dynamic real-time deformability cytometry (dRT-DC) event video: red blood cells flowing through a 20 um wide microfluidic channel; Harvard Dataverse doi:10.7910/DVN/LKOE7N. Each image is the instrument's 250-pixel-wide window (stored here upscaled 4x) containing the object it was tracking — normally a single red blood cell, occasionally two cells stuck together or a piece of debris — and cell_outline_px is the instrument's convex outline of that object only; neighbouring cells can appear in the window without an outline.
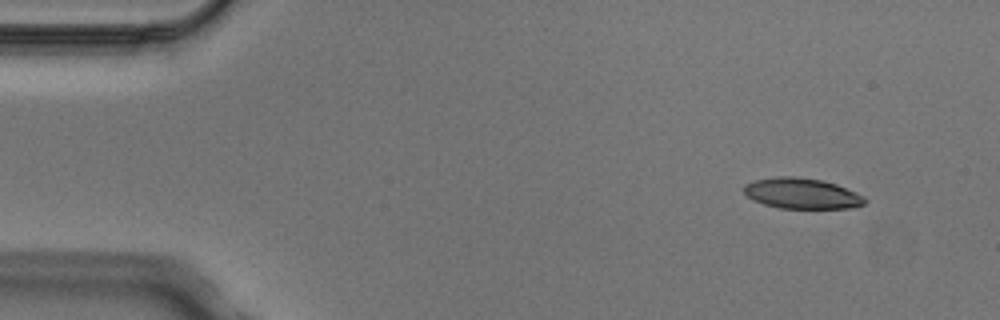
{"species": "Egyptian fruit bat (a non-hibernating species)", "species_latin": "Rousettus aegyptiacus", "temperature_condition": "cold", "stored_images_in_passage": 3, "camera_frame_rate_fps": 3000, "um_per_image_px": 0.085, "animal": {"sex": "male"}, "frame": {"image": 1, "passage_image": 1, "time_ms": 0.0, "image_size_px": [1000, 320], "cell_outline_px": [[868, 200], [864, 204], [856, 208], [780, 208], [764, 204], [752, 200], [744, 192], [744, 184], [756, 180], [776, 176], [796, 176], [824, 180], [836, 184], [856, 192], [864, 196]], "centroid_in_image_um": [68.19, 16.44], "position_along_channel_um": 16.8, "area_um2": 21.79}}
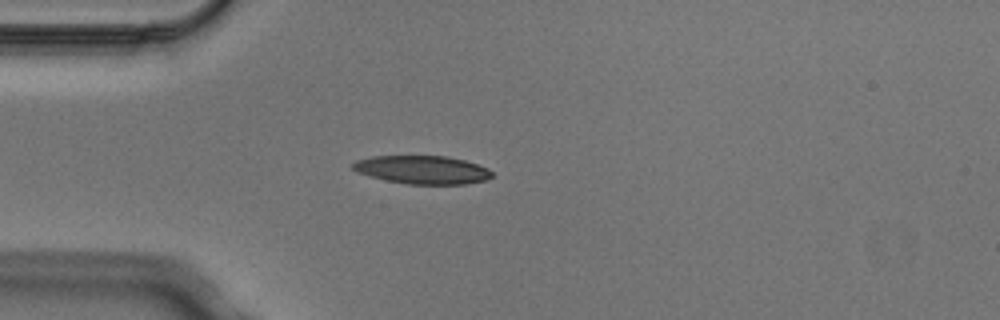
{"frame": {"image": 2, "passage_image": 3, "time_ms": 0.667, "image_size_px": [1000, 320], "cell_outline_px": [[492, 176], [488, 180], [464, 184], [408, 184], [368, 176], [356, 172], [352, 168], [352, 164], [356, 160], [372, 156], [448, 156], [464, 160], [488, 168], [492, 172]], "centroid_in_image_um": [35.9, 14.43], "position_along_channel_um": 49.1, "area_um2": 22.95}}